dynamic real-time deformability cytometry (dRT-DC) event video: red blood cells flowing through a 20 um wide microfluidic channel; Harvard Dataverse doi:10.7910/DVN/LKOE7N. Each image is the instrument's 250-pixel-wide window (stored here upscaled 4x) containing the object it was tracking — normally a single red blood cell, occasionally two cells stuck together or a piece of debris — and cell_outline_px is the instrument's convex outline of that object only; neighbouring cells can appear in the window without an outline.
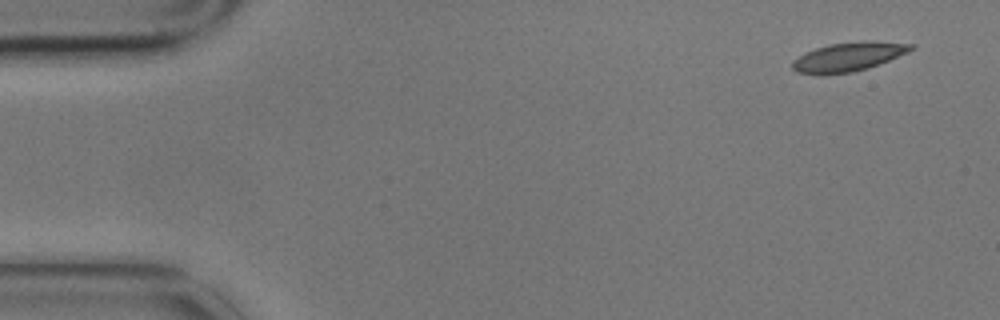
{"species": "common noctule bat (a hibernating species)", "species_latin": "Nyctalus noctula", "temperature_condition": "cold", "stored_images_in_passage": 9, "camera_frame_rate_fps": 3000, "um_per_image_px": 0.085, "animal": {"sex": "male", "body_mass_g": 17.9}, "frame": {"image": 1, "passage_image": 1, "time_ms": 0.0, "image_size_px": [1000, 320], "cell_outline_px": [[916, 48], [908, 52], [868, 68], [852, 72], [820, 76], [796, 72], [792, 68], [792, 60], [816, 48], [832, 44], [864, 40], [872, 40], [916, 44]], "centroid_in_image_um": [72.13, 4.83], "position_along_channel_um": 12.9, "area_um2": 20.23}}
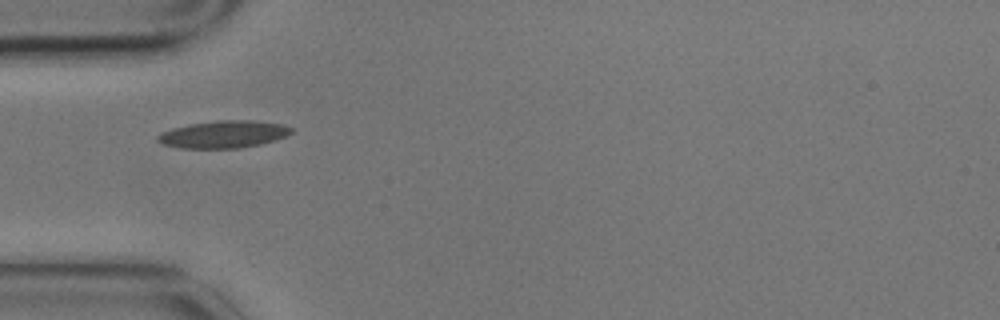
{"frame": {"image": 2, "passage_image": 4, "time_ms": 1.0, "image_size_px": [1000, 320], "cell_outline_px": [[292, 132], [284, 136], [260, 144], [240, 148], [180, 148], [164, 144], [156, 140], [156, 136], [160, 132], [172, 128], [188, 124], [216, 120], [252, 120], [284, 124], [292, 128]], "centroid_in_image_um": [18.96, 11.4], "position_along_channel_um": 66.0, "area_um2": 21.27}}